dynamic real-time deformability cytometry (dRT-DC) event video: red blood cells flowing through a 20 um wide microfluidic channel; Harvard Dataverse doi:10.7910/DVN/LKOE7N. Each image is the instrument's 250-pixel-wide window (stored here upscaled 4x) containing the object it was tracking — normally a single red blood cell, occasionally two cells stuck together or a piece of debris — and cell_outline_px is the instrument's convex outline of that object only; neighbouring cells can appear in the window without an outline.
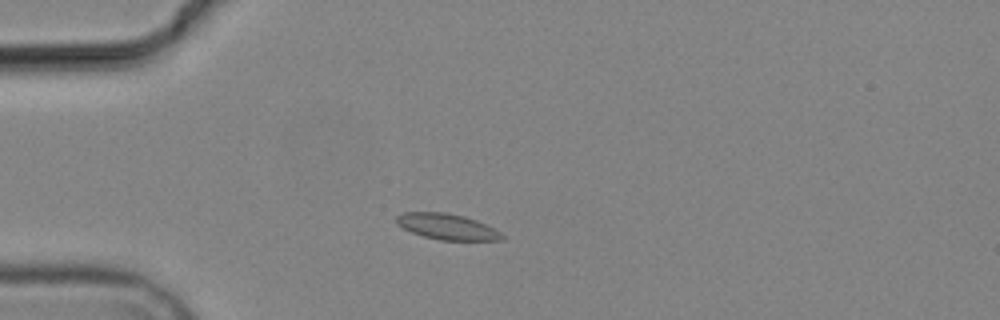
{"species": "common noctule bat (a hibernating species)", "species_latin": "Nyctalus noctula", "temperature_condition": "cold", "stored_images_in_passage": 8, "camera_frame_rate_fps": 3000, "um_per_image_px": 0.085, "animal": {"sex": "male", "body_mass_g": 19.2, "forearm_length_mm": 51.8}, "frame": {"image": 1, "passage_image": 2, "time_ms": 2.0, "image_size_px": [1000, 320], "cell_outline_px": [[504, 240], [440, 240], [424, 236], [412, 232], [396, 224], [396, 216], [404, 212], [444, 212], [464, 216], [476, 220], [500, 232], [504, 236]], "centroid_in_image_um": [37.98, 19.26], "position_along_channel_um": 47.0, "area_um2": 15.72}}
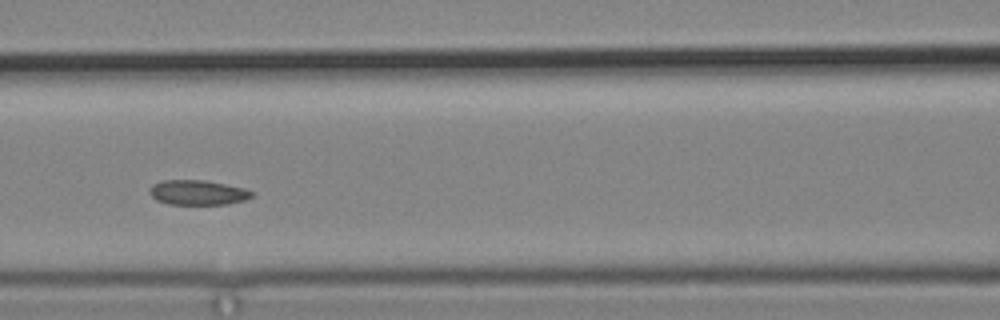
{"frame": {"image": 2, "passage_image": 5, "time_ms": 5.333, "image_size_px": [1000, 320], "cell_outline_px": [[256, 196], [244, 200], [228, 204], [168, 204], [156, 200], [148, 192], [152, 184], [164, 180], [204, 180], [244, 188], [256, 192]], "centroid_in_image_um": [16.84, 16.37], "position_along_channel_um": 149.8, "area_um2": 14.91}}
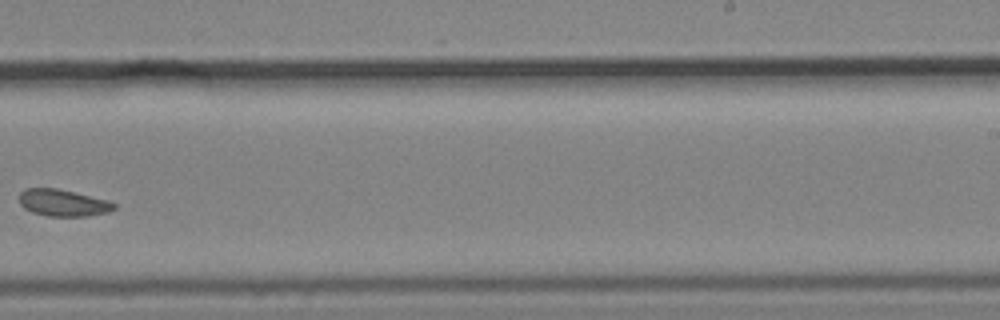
{"frame": {"image": 3, "passage_image": 8, "time_ms": 9.0, "image_size_px": [1000, 320], "cell_outline_px": [[116, 208], [108, 212], [88, 216], [48, 216], [32, 212], [24, 208], [20, 204], [20, 192], [24, 188], [60, 188], [108, 200], [116, 204]], "centroid_in_image_um": [5.36, 17.23], "position_along_channel_um": 283.6, "area_um2": 14.97}}